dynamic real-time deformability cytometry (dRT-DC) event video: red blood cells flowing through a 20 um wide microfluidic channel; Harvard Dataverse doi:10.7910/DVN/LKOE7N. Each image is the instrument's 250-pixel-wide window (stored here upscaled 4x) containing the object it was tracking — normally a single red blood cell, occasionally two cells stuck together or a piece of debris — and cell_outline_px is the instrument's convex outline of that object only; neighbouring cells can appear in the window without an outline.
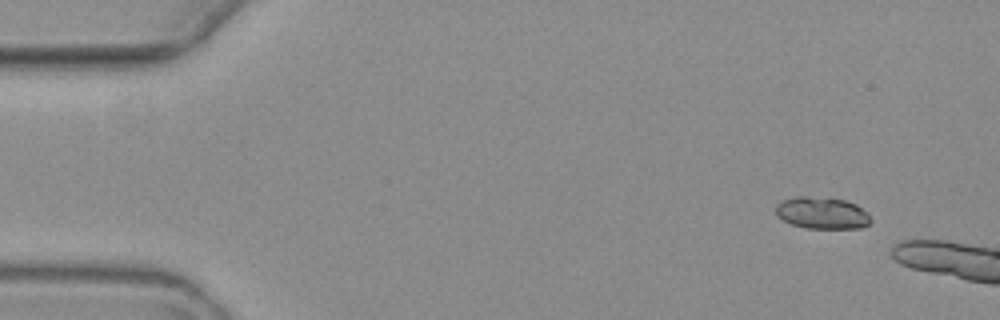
{"species": "common noctule bat (a hibernating species)", "species_latin": "Nyctalus noctula", "temperature_condition": "warm", "stored_images_in_passage": 4, "camera_frame_rate_fps": 3000, "um_per_image_px": 0.085, "animal": {"sex": "female", "body_mass_g": 19.3, "forearm_length_mm": 54.1}, "frame": {"image": 1, "passage_image": 2, "time_ms": 1.333, "image_size_px": [1000, 320], "cell_outline_px": [[872, 220], [868, 224], [860, 228], [808, 228], [792, 224], [776, 216], [776, 204], [780, 200], [796, 196], [804, 196], [844, 200], [856, 204]], "centroid_in_image_um": [69.82, 18.1], "position_along_channel_um": 15.2, "area_um2": 17.4}}